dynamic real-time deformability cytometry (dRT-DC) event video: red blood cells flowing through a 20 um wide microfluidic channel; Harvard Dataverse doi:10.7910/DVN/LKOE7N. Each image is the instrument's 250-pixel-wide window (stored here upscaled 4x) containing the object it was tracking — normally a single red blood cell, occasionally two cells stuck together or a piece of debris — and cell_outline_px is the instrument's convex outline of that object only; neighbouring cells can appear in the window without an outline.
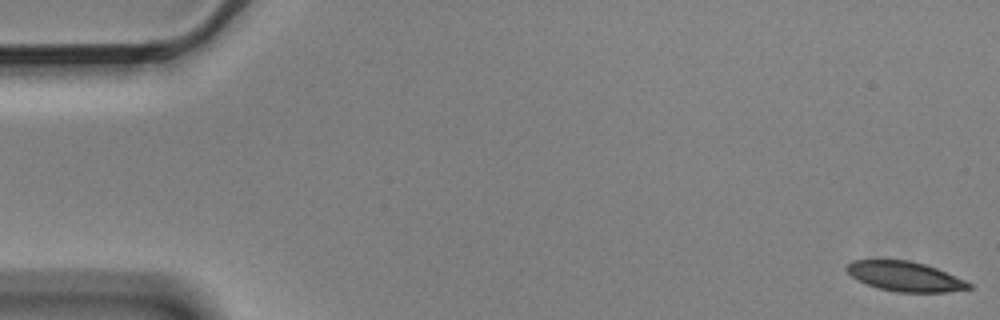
{"species": "Egyptian fruit bat (a non-hibernating species)", "species_latin": "Rousettus aegyptiacus", "temperature_condition": "cold", "stored_images_in_passage": 6, "camera_frame_rate_fps": 3000, "um_per_image_px": 0.085, "animal": {"sex": "male"}, "frame": {"image": 1, "passage_image": 1, "time_ms": 0.0, "image_size_px": [1000, 320], "cell_outline_px": [[972, 288], [948, 292], [896, 292], [880, 288], [868, 284], [852, 276], [844, 268], [852, 260], [908, 260], [924, 264], [936, 268], [964, 280], [972, 284]], "centroid_in_image_um": [76.94, 23.49], "position_along_channel_um": 8.1, "area_um2": 20.87}}
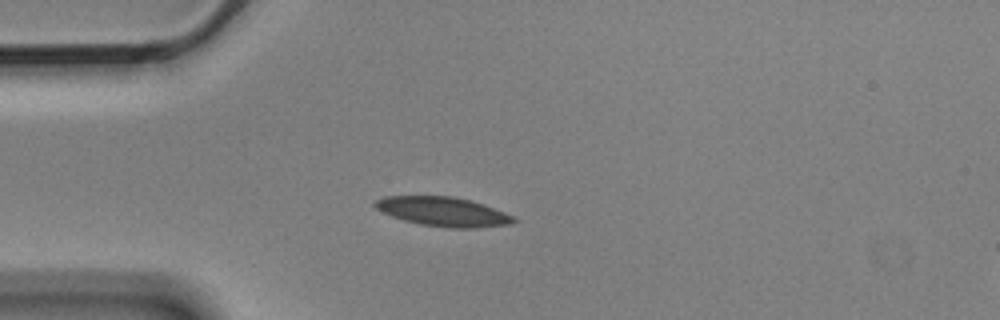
{"frame": {"image": 2, "passage_image": 5, "time_ms": 1.333, "image_size_px": [1000, 320], "cell_outline_px": [[520, 220], [512, 224], [476, 228], [448, 228], [420, 224], [404, 220], [392, 216], [376, 208], [372, 204], [376, 200], [384, 196], [448, 196], [468, 200], [484, 204], [504, 212]], "centroid_in_image_um": [37.69, 18.0], "position_along_channel_um": 47.3, "area_um2": 23.58}}